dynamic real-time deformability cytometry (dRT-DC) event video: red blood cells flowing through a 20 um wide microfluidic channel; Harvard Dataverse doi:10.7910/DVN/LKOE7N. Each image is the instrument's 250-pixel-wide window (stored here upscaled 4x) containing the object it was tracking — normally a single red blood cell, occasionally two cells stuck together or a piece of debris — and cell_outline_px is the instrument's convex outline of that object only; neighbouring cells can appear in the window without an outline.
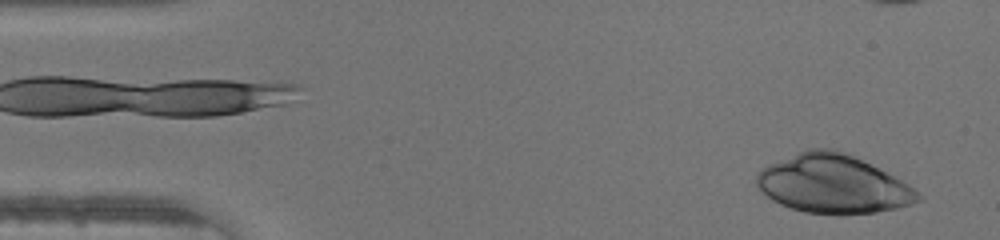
{"species": "human", "species_latin": "Homo sapiens", "temperature_condition": "warm", "stored_images_in_passage": 36, "camera_frame_rate_fps": 3000, "um_per_image_px": 0.085, "donor": {"sex": "male"}, "frame": {"image": 1, "passage_image": 2, "time_ms": 0.333, "image_size_px": [1000, 240], "cell_outline_px": [[924, 196], [920, 200], [912, 204], [896, 208], [876, 212], [840, 216], [804, 212], [780, 204], [772, 200], [756, 184], [756, 176], [760, 168], [768, 164], [808, 148], [836, 148], [908, 184]], "centroid_in_image_um": [70.79, 15.66], "position_along_channel_um": 14.2, "area_um2": 54.91}}